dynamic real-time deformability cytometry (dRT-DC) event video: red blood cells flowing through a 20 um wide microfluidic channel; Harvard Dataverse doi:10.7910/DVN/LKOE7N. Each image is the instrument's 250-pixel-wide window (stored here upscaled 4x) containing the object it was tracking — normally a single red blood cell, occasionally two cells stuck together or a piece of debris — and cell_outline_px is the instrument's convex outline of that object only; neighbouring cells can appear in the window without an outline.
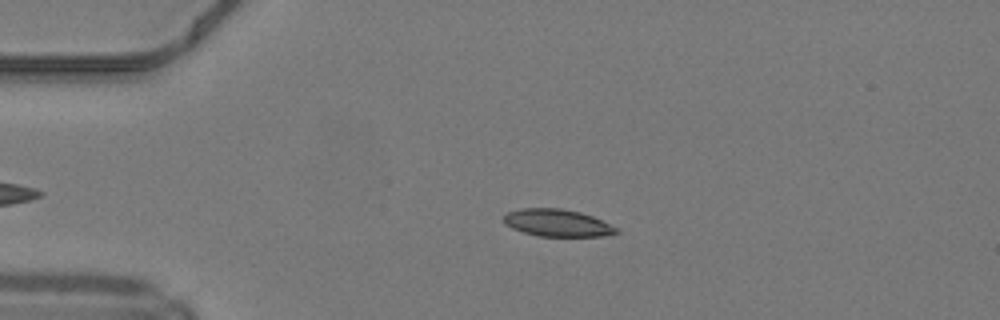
{"species": "common noctule bat (a hibernating species)", "species_latin": "Nyctalus noctula", "temperature_condition": "warm", "stored_images_in_passage": 38, "camera_frame_rate_fps": 3000, "um_per_image_px": 0.085, "animal": {"sex": "male", "body_mass_g": 19.2, "forearm_length_mm": 51.8}, "frame": {"image": 1, "passage_image": 6, "time_ms": 1.667, "image_size_px": [1000, 320], "cell_outline_px": [[620, 232], [600, 236], [540, 236], [524, 232], [512, 228], [504, 224], [504, 216], [508, 212], [520, 208], [560, 208], [580, 212], [592, 216], [616, 228]], "centroid_in_image_um": [47.33, 18.94], "position_along_channel_um": 37.7, "area_um2": 17.63}}
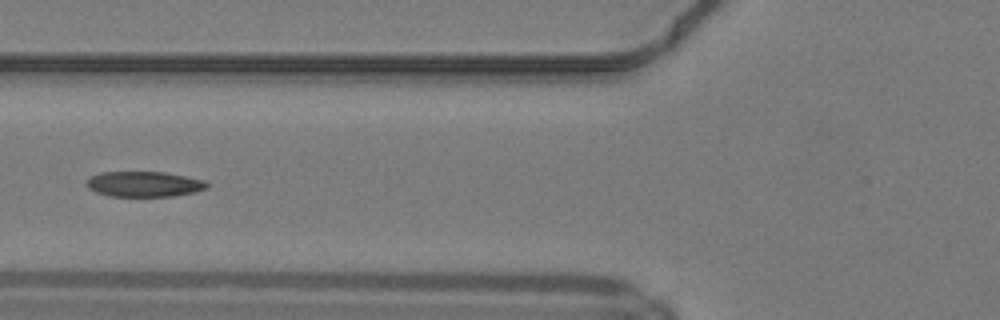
{"frame": {"image": 2, "passage_image": 14, "time_ms": 4.333, "image_size_px": [1000, 320], "cell_outline_px": [[208, 188], [196, 192], [172, 196], [108, 196], [96, 192], [88, 188], [88, 180], [92, 176], [100, 172], [164, 172], [204, 180], [208, 184]], "centroid_in_image_um": [12.27, 15.65], "position_along_channel_um": 113.5, "area_um2": 17.69}}
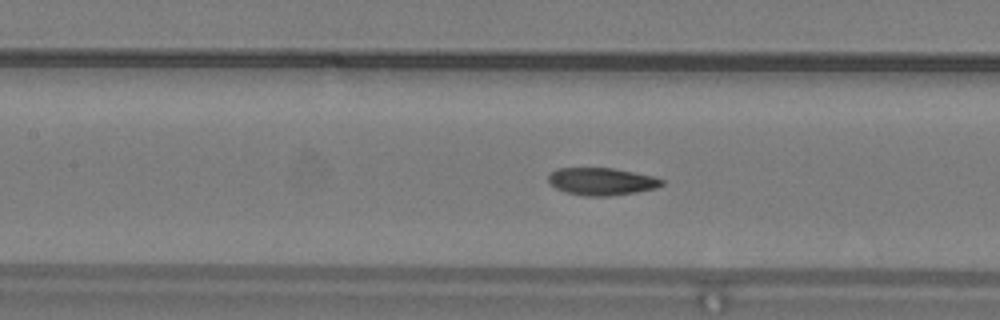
{"frame": {"image": 3, "passage_image": 17, "time_ms": 5.333, "image_size_px": [1000, 320], "cell_outline_px": [[664, 184], [656, 188], [636, 192], [608, 196], [588, 196], [568, 192], [556, 188], [548, 180], [548, 176], [556, 168], [612, 168], [652, 176], [664, 180]], "centroid_in_image_um": [51.15, 15.42], "position_along_channel_um": 156.3, "area_um2": 17.86}, "authors_computed_cell_mechanics": {"area_um2": 18.4382, "velocity_mm_per_s": 4.2335, "shape_relaxation_time_tau1_ms": 8.5166, "shape_relaxation_time_tau2_ms": 3.9708, "deformation_change_tau1": 0.2019, "deformation_change_tau2": 0.0941}}